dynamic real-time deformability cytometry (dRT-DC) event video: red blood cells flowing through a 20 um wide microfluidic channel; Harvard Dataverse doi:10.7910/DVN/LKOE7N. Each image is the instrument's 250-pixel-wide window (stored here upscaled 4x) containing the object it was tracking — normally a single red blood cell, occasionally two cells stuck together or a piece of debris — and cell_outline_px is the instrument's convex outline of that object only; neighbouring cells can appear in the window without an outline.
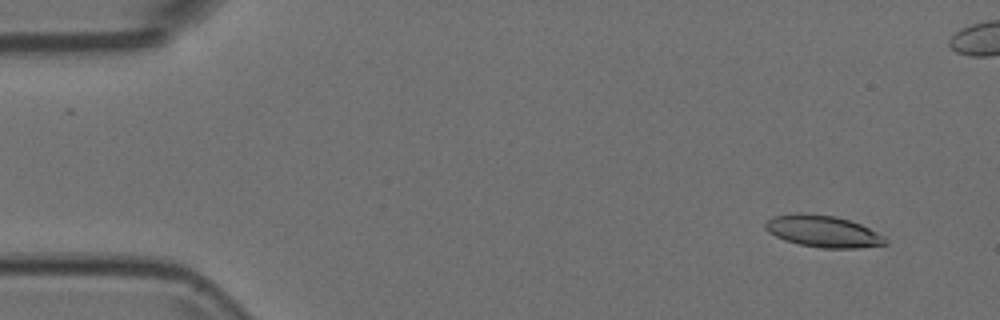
{"species": "Egyptian fruit bat (a non-hibernating species)", "species_latin": "Rousettus aegyptiacus", "temperature_condition": "room temperature", "stored_images_in_passage": 53, "camera_frame_rate_fps": 3000, "um_per_image_px": 0.085, "animal": {"sex": "female"}, "frame": {"image": 1, "passage_image": 3, "time_ms": 0.667, "image_size_px": [1000, 320], "cell_outline_px": [[888, 244], [856, 248], [820, 248], [800, 244], [784, 240], [768, 232], [764, 228], [764, 224], [772, 216], [796, 212], [800, 212], [836, 216], [860, 224], [884, 236], [888, 240]], "centroid_in_image_um": [69.93, 19.65], "position_along_channel_um": 15.1, "area_um2": 22.31}}
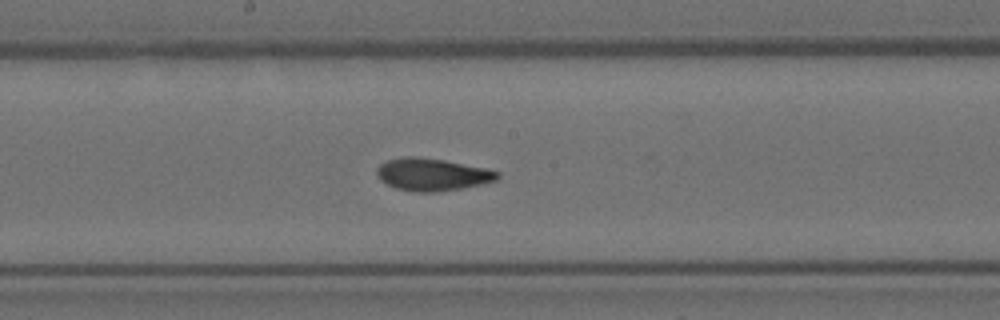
{"frame": {"image": 2, "passage_image": 27, "time_ms": 8.667, "image_size_px": [1000, 320], "cell_outline_px": [[500, 176], [496, 180], [484, 184], [436, 192], [416, 192], [396, 188], [380, 180], [376, 176], [376, 168], [380, 164], [388, 160], [404, 156], [416, 156], [444, 160], [488, 168], [500, 172]], "centroid_in_image_um": [36.75, 14.82], "position_along_channel_um": 211.5, "area_um2": 22.95}}
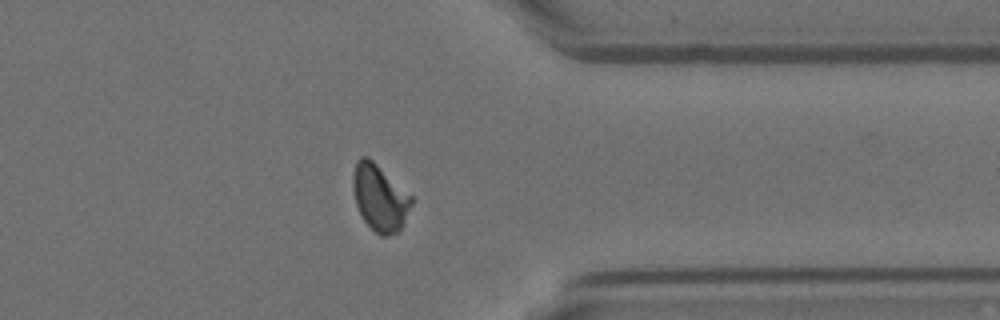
{"frame": {"image": 3, "passage_image": 41, "time_ms": 13.333, "image_size_px": [1000, 320], "cell_outline_px": [[412, 204], [400, 232], [388, 236], [380, 236], [364, 220], [356, 204], [352, 188], [352, 176], [356, 160], [360, 156], [368, 156], [412, 196]], "centroid_in_image_um": [32.27, 16.8], "position_along_channel_um": 379.1, "area_um2": 22.72}}